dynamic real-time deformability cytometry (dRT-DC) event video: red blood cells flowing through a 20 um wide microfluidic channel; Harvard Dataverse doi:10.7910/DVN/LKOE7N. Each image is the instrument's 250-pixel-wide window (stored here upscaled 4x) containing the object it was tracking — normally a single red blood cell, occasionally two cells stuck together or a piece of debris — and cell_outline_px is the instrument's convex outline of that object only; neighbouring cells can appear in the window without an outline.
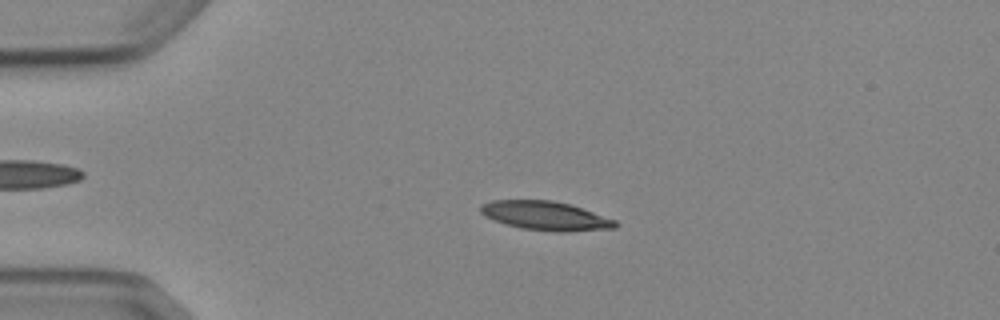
{"species": "Egyptian fruit bat (a non-hibernating species)", "species_latin": "Rousettus aegyptiacus", "temperature_condition": "cold", "stored_images_in_passage": 4, "camera_frame_rate_fps": 3000, "um_per_image_px": 0.085, "animal": {"sex": "female"}, "frame": {"image": 1, "passage_image": 3, "time_ms": 2.333, "image_size_px": [1000, 320], "cell_outline_px": [[620, 224], [616, 228], [564, 232], [556, 232], [520, 228], [484, 216], [480, 212], [480, 204], [492, 200], [552, 200], [568, 204], [616, 220]], "centroid_in_image_um": [46.37, 18.34], "position_along_channel_um": 38.6, "area_um2": 22.6}}